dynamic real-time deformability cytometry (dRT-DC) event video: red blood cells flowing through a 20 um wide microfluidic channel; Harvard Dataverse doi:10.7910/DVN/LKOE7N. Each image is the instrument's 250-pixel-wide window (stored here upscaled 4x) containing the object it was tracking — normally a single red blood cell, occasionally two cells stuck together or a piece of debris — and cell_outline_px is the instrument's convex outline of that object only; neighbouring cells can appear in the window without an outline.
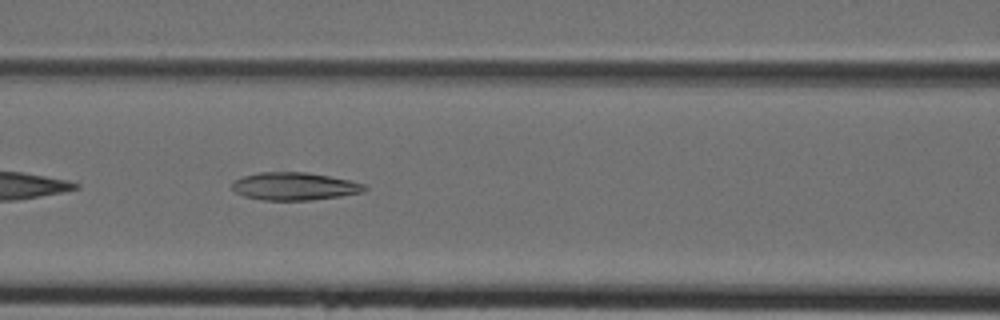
{"species": "Egyptian fruit bat (a non-hibernating species)", "species_latin": "Rousettus aegyptiacus", "temperature_condition": "cold", "stored_images_in_passage": 31, "camera_frame_rate_fps": 3000, "um_per_image_px": 0.085, "animal": {"sex": "female"}, "frame": {"image": 1, "passage_image": 13, "time_ms": 4.0, "image_size_px": [1000, 320], "cell_outline_px": [[368, 188], [364, 192], [340, 196], [312, 200], [260, 200], [244, 196], [236, 192], [232, 188], [232, 184], [236, 180], [244, 176], [260, 172], [304, 172], [328, 176], [348, 180], [364, 184]], "centroid_in_image_um": [25.03, 15.84], "position_along_channel_um": 141.6, "area_um2": 21.27}}
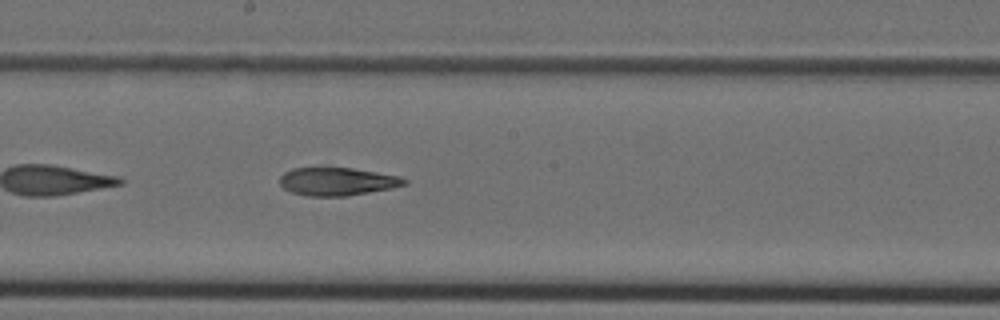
{"frame": {"image": 2, "passage_image": 18, "time_ms": 5.667, "image_size_px": [1000, 320], "cell_outline_px": [[408, 184], [392, 188], [348, 196], [308, 196], [292, 192], [284, 188], [280, 184], [280, 176], [284, 172], [292, 168], [352, 168], [400, 176], [408, 180]], "centroid_in_image_um": [28.69, 15.43], "position_along_channel_um": 219.5, "area_um2": 20.35}}
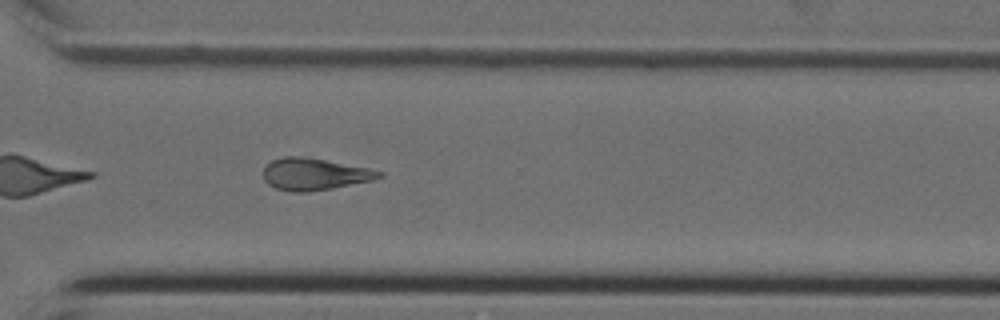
{"frame": {"image": 3, "passage_image": 26, "time_ms": 8.333, "image_size_px": [1000, 320], "cell_outline_px": [[384, 176], [372, 180], [332, 188], [308, 192], [288, 192], [276, 188], [268, 184], [264, 180], [264, 168], [272, 160], [284, 156], [300, 156], [324, 160], [368, 168], [384, 172]], "centroid_in_image_um": [26.71, 14.81], "position_along_channel_um": 343.9, "area_um2": 21.39}}